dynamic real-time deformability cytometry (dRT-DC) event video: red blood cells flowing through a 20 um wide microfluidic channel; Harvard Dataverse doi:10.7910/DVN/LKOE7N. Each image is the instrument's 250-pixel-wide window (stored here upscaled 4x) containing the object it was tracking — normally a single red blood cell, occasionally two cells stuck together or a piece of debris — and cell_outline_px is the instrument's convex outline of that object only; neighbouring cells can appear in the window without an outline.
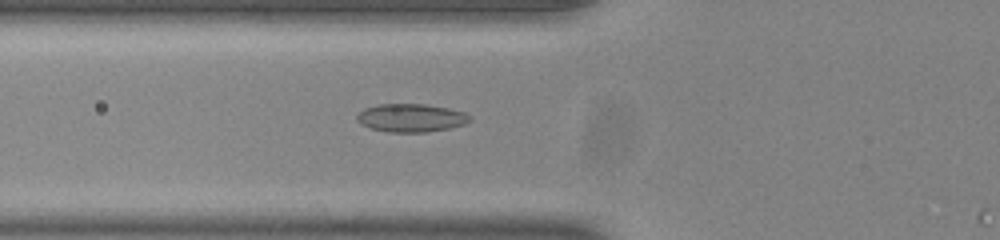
{"species": "common noctule bat (a hibernating species)", "species_latin": "Nyctalus noctula", "temperature_condition": "room temperature", "stored_images_in_passage": 7, "camera_frame_rate_fps": 3000, "um_per_image_px": 0.085, "animal": {"sex": "male", "body_mass_g": 20.0, "forearm_length_mm": 53.3}, "frame": {"image": 1, "passage_image": 6, "time_ms": 1.667, "image_size_px": [1000, 240], "cell_outline_px": [[472, 120], [464, 124], [448, 128], [428, 132], [388, 132], [372, 128], [360, 124], [356, 120], [356, 116], [364, 108], [380, 104], [424, 104], [448, 108], [464, 112], [472, 116]], "centroid_in_image_um": [34.94, 10.02], "position_along_channel_um": 90.9, "area_um2": 18.55}}